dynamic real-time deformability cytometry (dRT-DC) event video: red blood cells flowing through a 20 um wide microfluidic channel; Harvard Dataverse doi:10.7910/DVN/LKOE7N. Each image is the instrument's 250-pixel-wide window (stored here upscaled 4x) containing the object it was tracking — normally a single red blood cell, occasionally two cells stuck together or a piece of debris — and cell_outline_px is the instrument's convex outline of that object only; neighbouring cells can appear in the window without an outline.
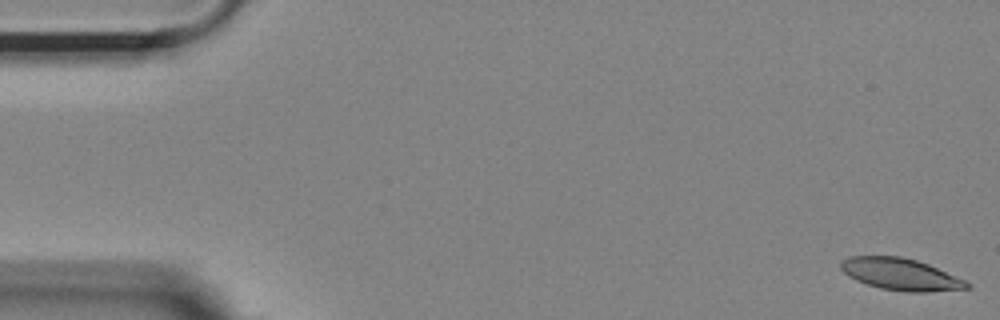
{"species": "Egyptian fruit bat (a non-hibernating species)", "species_latin": "Rousettus aegyptiacus", "temperature_condition": "room temperature", "stored_images_in_passage": 54, "camera_frame_rate_fps": 3000, "um_per_image_px": 0.085, "animal": {"sex": "female"}, "frame": {"image": 1, "passage_image": 1, "time_ms": 0.0, "image_size_px": [1000, 320], "cell_outline_px": [[972, 288], [928, 292], [908, 292], [880, 288], [856, 280], [848, 276], [840, 268], [840, 260], [848, 256], [900, 256], [916, 260], [928, 264], [964, 280], [972, 284]], "centroid_in_image_um": [76.54, 23.31], "position_along_channel_um": 8.5, "area_um2": 23.41}}
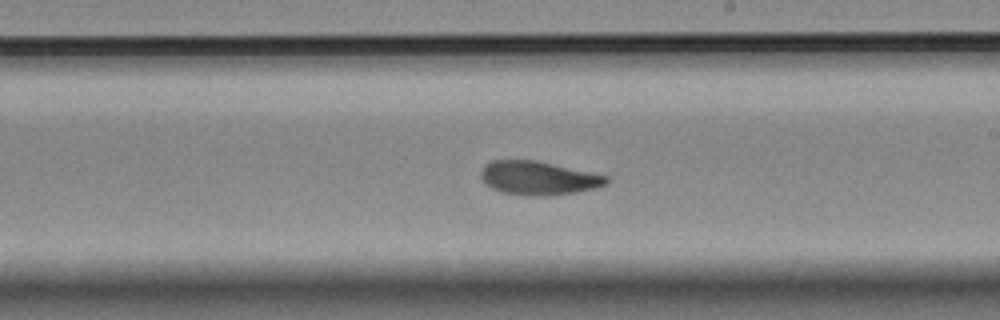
{"frame": {"image": 2, "passage_image": 31, "time_ms": 10.0, "image_size_px": [1000, 320], "cell_outline_px": [[608, 184], [596, 188], [576, 192], [548, 196], [536, 196], [500, 192], [484, 184], [480, 176], [480, 172], [484, 164], [492, 160], [532, 160], [552, 164], [608, 176]], "centroid_in_image_um": [45.72, 15.14], "position_along_channel_um": 243.3, "area_um2": 24.57}}
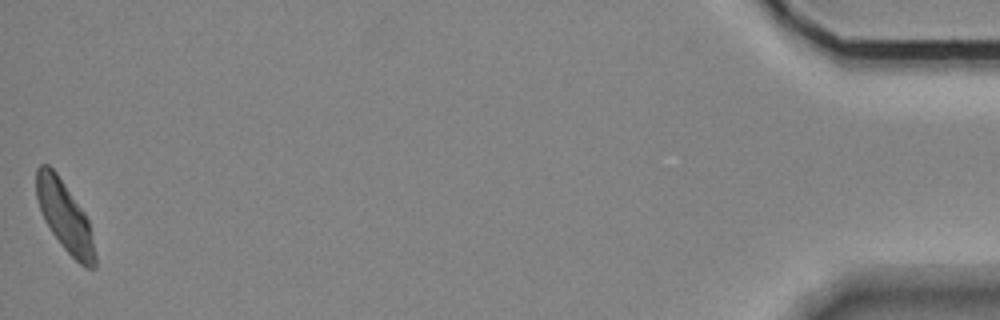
{"frame": {"image": 3, "passage_image": 54, "time_ms": 17.667, "image_size_px": [1000, 320], "cell_outline_px": [[96, 268], [84, 268], [64, 248], [52, 232], [44, 220], [36, 196], [36, 168], [40, 164], [48, 164], [56, 172], [84, 212], [88, 220], [96, 256]], "centroid_in_image_um": [5.5, 18.39], "position_along_channel_um": 429.7, "area_um2": 23.58}, "authors_computed_cell_mechanics": {"area_um2": 24.1315, "velocity_mm_per_s": 3.6623, "shape_relaxation_time_tau1_ms": 10.1983, "shape_relaxation_time_tau2_ms": 3.3031, "deformation_change_tau1": 0.2475, "deformation_change_tau2": 0.0945}}